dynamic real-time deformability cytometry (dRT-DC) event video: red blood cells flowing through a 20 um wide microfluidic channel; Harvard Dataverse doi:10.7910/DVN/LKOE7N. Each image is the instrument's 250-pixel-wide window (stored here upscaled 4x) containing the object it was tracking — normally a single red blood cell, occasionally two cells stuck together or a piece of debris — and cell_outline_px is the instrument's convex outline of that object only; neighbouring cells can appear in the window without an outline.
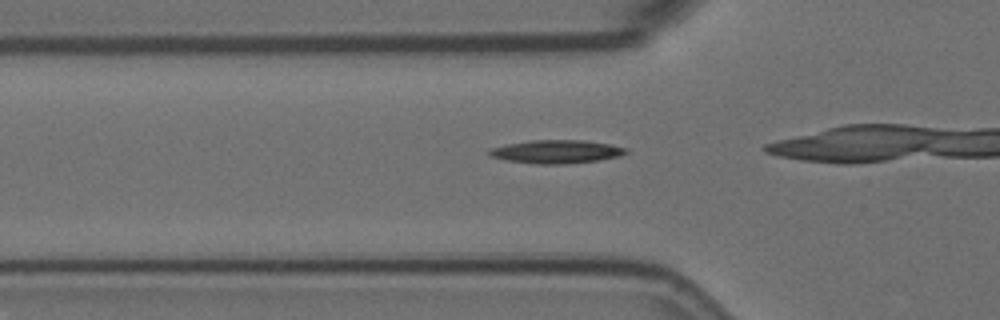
{"species": "Egyptian fruit bat (a non-hibernating species)", "species_latin": "Rousettus aegyptiacus", "temperature_condition": "room temperature", "stored_images_in_passage": 34, "camera_frame_rate_fps": 3000, "um_per_image_px": 0.085, "animal": {"sex": "female"}, "frame": {"image": 1, "passage_image": 9, "time_ms": 2.667, "image_size_px": [1000, 320], "cell_outline_px": [[628, 152], [620, 156], [600, 160], [564, 164], [536, 164], [508, 160], [488, 156], [488, 148], [508, 144], [532, 140], [584, 140], [612, 144], [628, 148]], "centroid_in_image_um": [47.32, 12.89], "position_along_channel_um": 78.5, "area_um2": 18.73}}
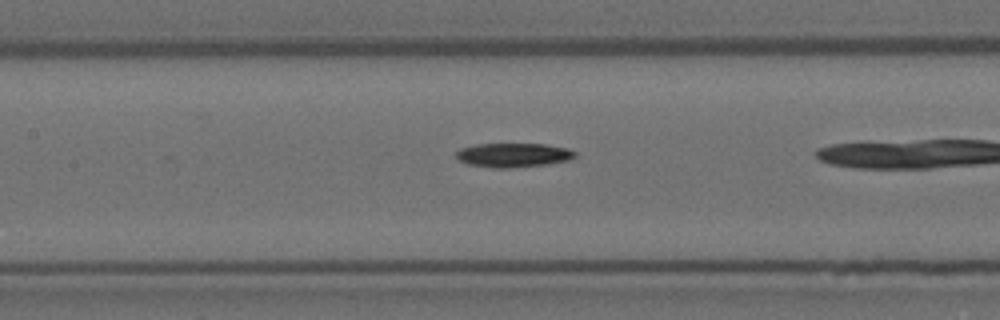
{"frame": {"image": 2, "passage_image": 16, "time_ms": 5.0, "image_size_px": [1000, 320], "cell_outline_px": [[576, 156], [568, 160], [548, 164], [508, 168], [496, 168], [468, 164], [460, 160], [456, 156], [456, 152], [460, 148], [476, 144], [544, 144], [568, 148], [576, 152]], "centroid_in_image_um": [43.64, 13.18], "position_along_channel_um": 163.8, "area_um2": 16.65}}
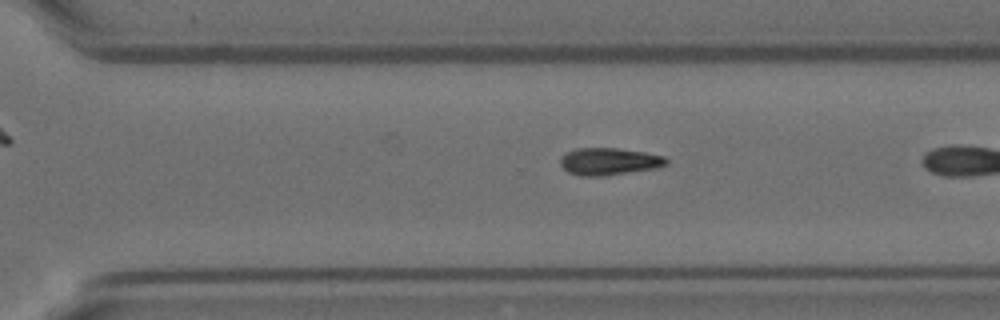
{"frame": {"image": 3, "passage_image": 29, "time_ms": 9.333, "image_size_px": [1000, 320], "cell_outline_px": [[668, 164], [656, 168], [604, 176], [580, 176], [568, 172], [560, 164], [560, 160], [568, 152], [576, 148], [616, 148], [644, 152], [664, 156], [668, 160]], "centroid_in_image_um": [51.79, 13.73], "position_along_channel_um": 318.8, "area_um2": 16.7}}